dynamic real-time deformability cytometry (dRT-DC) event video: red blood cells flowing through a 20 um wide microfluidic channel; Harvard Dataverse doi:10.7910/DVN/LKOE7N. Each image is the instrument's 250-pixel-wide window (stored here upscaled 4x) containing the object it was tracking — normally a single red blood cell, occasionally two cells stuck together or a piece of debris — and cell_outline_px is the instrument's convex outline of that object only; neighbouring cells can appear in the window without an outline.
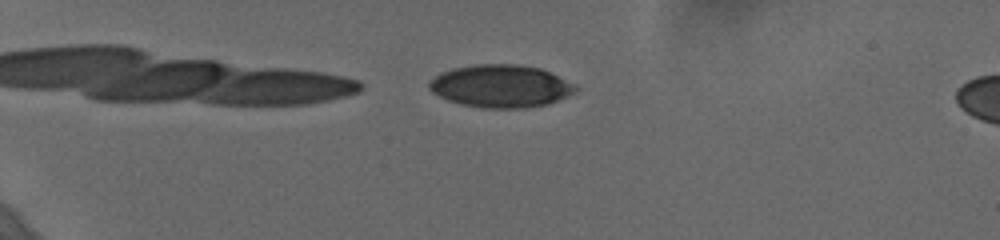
{"species": "human", "species_latin": "Homo sapiens", "temperature_condition": "cold", "stored_images_in_passage": 45, "camera_frame_rate_fps": 3000, "um_per_image_px": 0.085, "donor": {"sex": "female"}, "frame": {"image": 1, "passage_image": 3, "time_ms": 0.667, "image_size_px": [1000, 240], "cell_outline_px": [[576, 88], [572, 92], [548, 104], [524, 108], [480, 108], [460, 104], [448, 100], [432, 92], [428, 88], [428, 84], [440, 72], [452, 68], [472, 64], [516, 64], [540, 68], [572, 84]], "centroid_in_image_um": [42.47, 7.32], "position_along_channel_um": 42.5, "area_um2": 35.95}}
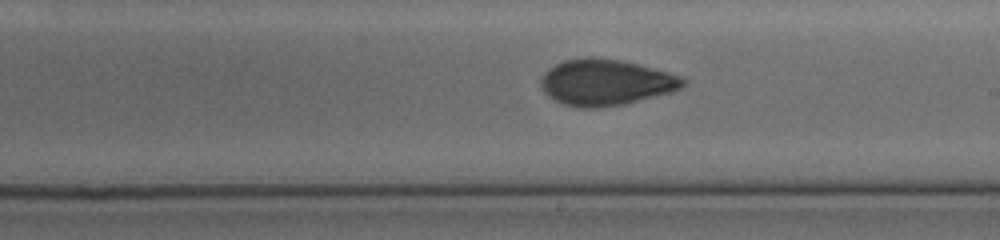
{"frame": {"image": 2, "passage_image": 24, "time_ms": 7.667, "image_size_px": [1000, 240], "cell_outline_px": [[688, 84], [672, 92], [624, 104], [600, 108], [580, 108], [564, 104], [548, 96], [540, 88], [540, 80], [544, 72], [548, 68], [564, 60], [584, 56], [592, 56], [620, 60], [668, 72], [680, 76], [688, 80]], "centroid_in_image_um": [51.47, 7.0], "position_along_channel_um": 237.5, "area_um2": 38.49}}
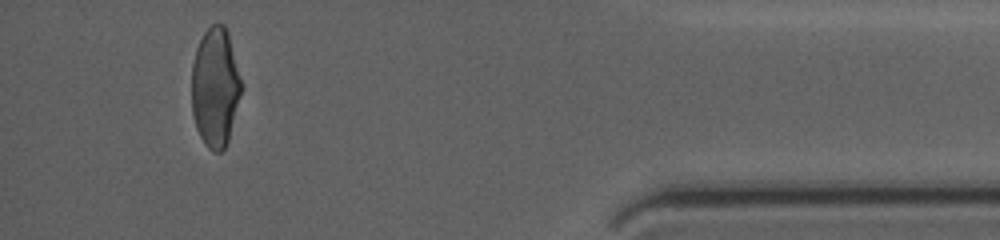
{"frame": {"image": 3, "passage_image": 42, "time_ms": 13.667, "image_size_px": [1000, 240], "cell_outline_px": [[244, 88], [228, 140], [224, 148], [220, 152], [212, 152], [204, 144], [196, 128], [192, 112], [192, 64], [196, 48], [204, 32], [212, 24], [224, 24], [228, 32], [244, 84]], "centroid_in_image_um": [18.33, 7.42], "position_along_channel_um": 416.9, "area_um2": 35.2}, "authors_computed_cell_mechanics": {"area_um2": 36.992, "velocity_mm_per_s": 3.6714, "shape_relaxation_time_tau1_ms": 5.2717, "shape_relaxation_time_tau2_ms": 1.7232, "deformation_change_tau1": 0.1576, "deformation_change_tau2": 0.0622}}